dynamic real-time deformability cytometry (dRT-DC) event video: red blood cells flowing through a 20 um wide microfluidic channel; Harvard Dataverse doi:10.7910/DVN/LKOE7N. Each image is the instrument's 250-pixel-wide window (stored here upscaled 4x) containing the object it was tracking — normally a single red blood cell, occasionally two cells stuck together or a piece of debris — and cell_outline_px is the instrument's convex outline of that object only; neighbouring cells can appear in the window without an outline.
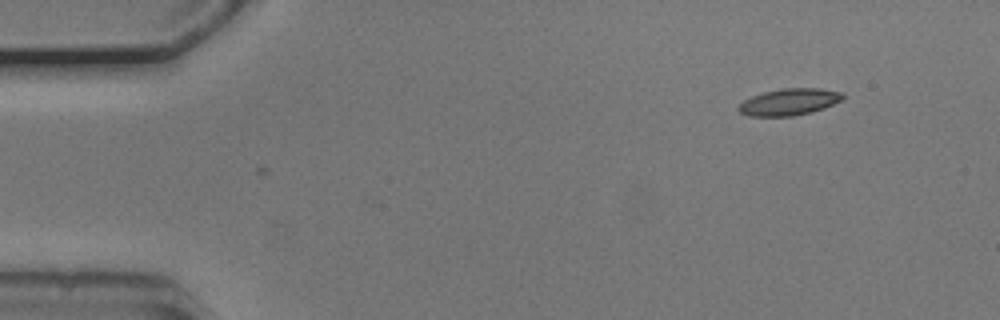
{"species": "common noctule bat (a hibernating species)", "species_latin": "Nyctalus noctula", "temperature_condition": "cold", "stored_images_in_passage": 2, "camera_frame_rate_fps": 3000, "um_per_image_px": 0.085, "animal": {"sex": "male", "body_mass_g": 20.5, "forearm_length_mm": 52.5}, "frame": {"image": 1, "passage_image": 1, "time_ms": 0.0, "image_size_px": [1000, 320], "cell_outline_px": [[844, 96], [840, 100], [824, 108], [812, 112], [792, 116], [748, 116], [740, 112], [736, 108], [744, 100], [752, 96], [764, 92], [780, 88], [820, 88], [844, 92]], "centroid_in_image_um": [67.07, 8.66], "position_along_channel_um": 17.9, "area_um2": 16.24}}